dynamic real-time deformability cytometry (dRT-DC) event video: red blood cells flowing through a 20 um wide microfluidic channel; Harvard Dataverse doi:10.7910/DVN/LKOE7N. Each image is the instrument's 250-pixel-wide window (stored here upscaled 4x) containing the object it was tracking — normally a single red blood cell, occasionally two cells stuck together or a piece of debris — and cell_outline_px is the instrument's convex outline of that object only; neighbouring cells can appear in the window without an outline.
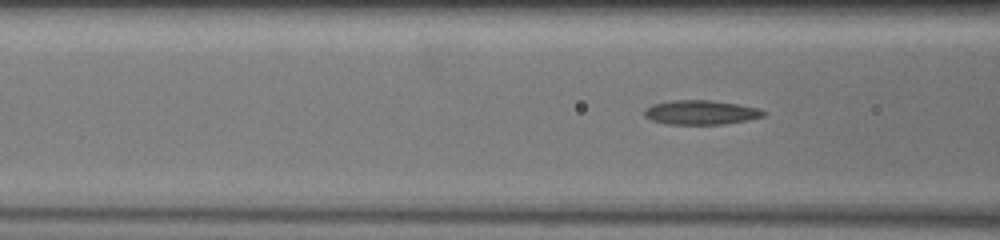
{"species": "common noctule bat (a hibernating species)", "species_latin": "Nyctalus noctula", "temperature_condition": "warm", "stored_images_in_passage": 30, "camera_frame_rate_fps": 3000, "um_per_image_px": 0.085, "animal": {"sex": "female", "body_mass_g": 19.5, "forearm_length_mm": 54.1}, "frame": {"image": 1, "passage_image": 3, "time_ms": 0.667, "image_size_px": [1000, 240], "cell_outline_px": [[768, 112], [764, 116], [748, 120], [724, 124], [668, 124], [652, 120], [644, 116], [644, 108], [652, 104], [672, 100], [708, 100], [736, 104], [760, 108]], "centroid_in_image_um": [59.58, 9.55], "position_along_channel_um": 107.0, "area_um2": 16.94}}
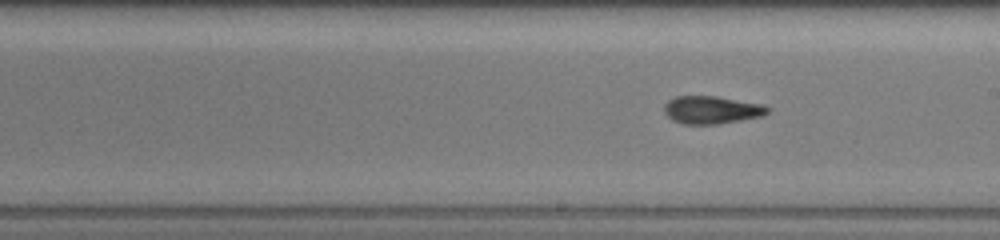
{"frame": {"image": 2, "passage_image": 14, "time_ms": 4.333, "image_size_px": [1000, 240], "cell_outline_px": [[772, 108], [764, 116], [716, 124], [684, 124], [672, 120], [664, 112], [664, 104], [668, 100], [676, 96], [716, 96], [764, 104]], "centroid_in_image_um": [60.52, 9.33], "position_along_channel_um": 228.5, "area_um2": 16.88}}
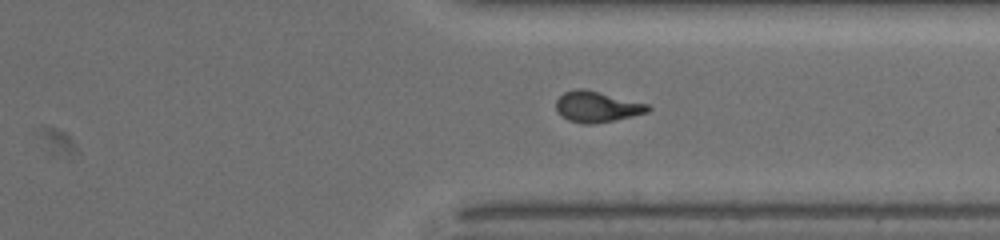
{"frame": {"image": 3, "passage_image": 26, "time_ms": 8.333, "image_size_px": [1000, 240], "cell_outline_px": [[652, 108], [648, 112], [632, 116], [592, 124], [584, 124], [568, 120], [560, 116], [556, 108], [556, 100], [564, 92], [576, 88], [584, 88], [648, 104]], "centroid_in_image_um": [50.71, 9.06], "position_along_channel_um": 360.7, "area_um2": 16.47}}